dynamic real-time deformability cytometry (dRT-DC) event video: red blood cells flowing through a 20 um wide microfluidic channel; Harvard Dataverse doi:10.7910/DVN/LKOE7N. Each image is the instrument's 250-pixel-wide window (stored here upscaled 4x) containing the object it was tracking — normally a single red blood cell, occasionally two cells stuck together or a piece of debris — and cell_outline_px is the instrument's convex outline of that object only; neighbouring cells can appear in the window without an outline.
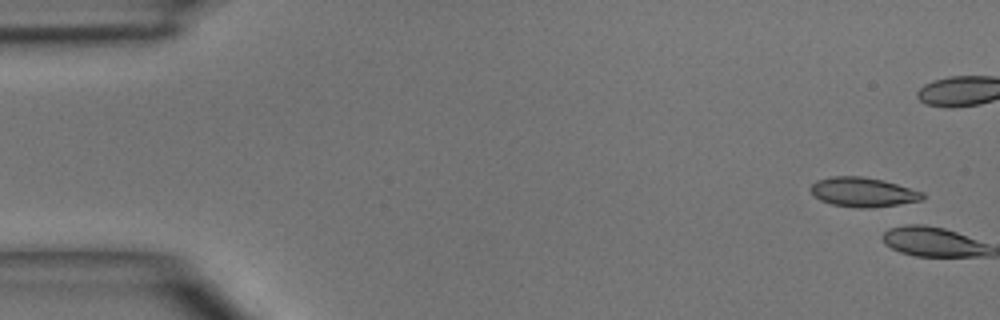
{"species": "common noctule bat (a hibernating species)", "species_latin": "Nyctalus noctula", "temperature_condition": "room temperature", "stored_images_in_passage": 6, "camera_frame_rate_fps": 3000, "um_per_image_px": 0.085, "animal": {"sex": "male", "body_mass_g": 15.6}, "frame": {"image": 1, "passage_image": 1, "time_ms": 0.0, "image_size_px": [1000, 320], "cell_outline_px": [[924, 200], [872, 208], [856, 208], [832, 204], [820, 200], [808, 188], [816, 180], [832, 176], [860, 176], [880, 180], [896, 184], [924, 192]], "centroid_in_image_um": [73.34, 16.34], "position_along_channel_um": 11.7, "area_um2": 19.13}}
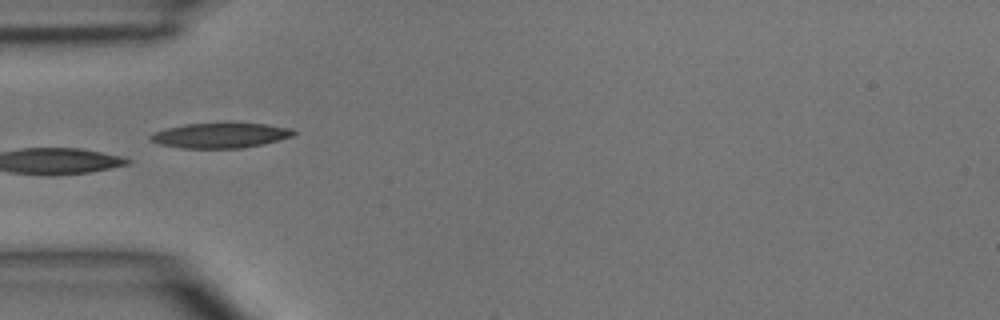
{"frame": {"image": 2, "passage_image": 5, "time_ms": 5.333, "image_size_px": [1000, 320], "cell_outline_px": [[296, 132], [292, 136], [264, 144], [240, 148], [180, 148], [160, 144], [152, 140], [148, 136], [152, 132], [164, 128], [184, 124], [228, 120], [264, 124], [292, 128]], "centroid_in_image_um": [18.72, 11.46], "position_along_channel_um": 66.3, "area_um2": 21.85}}